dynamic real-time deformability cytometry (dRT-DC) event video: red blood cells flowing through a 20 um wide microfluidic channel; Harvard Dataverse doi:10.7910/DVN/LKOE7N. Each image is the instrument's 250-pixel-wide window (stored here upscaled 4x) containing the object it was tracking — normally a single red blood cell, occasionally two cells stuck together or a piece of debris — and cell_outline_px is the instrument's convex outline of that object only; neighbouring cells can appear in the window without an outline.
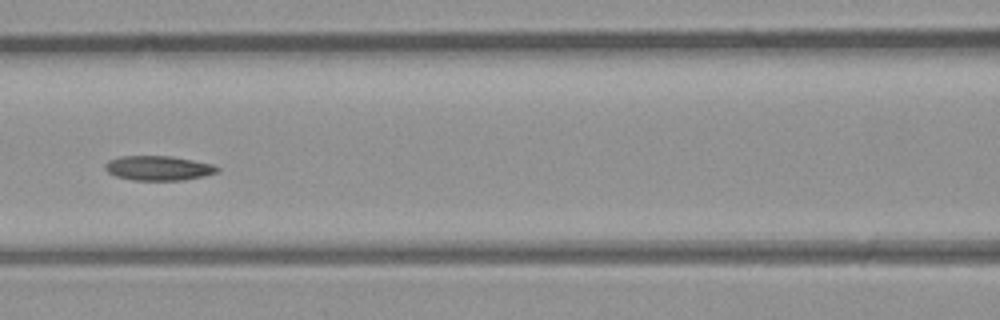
{"species": "common noctule bat (a hibernating species)", "species_latin": "Nyctalus noctula", "temperature_condition": "room temperature", "stored_images_in_passage": 15, "camera_frame_rate_fps": 3000, "um_per_image_px": 0.085, "animal": {"sex": "male", "body_mass_g": 23.1, "forearm_length_mm": 52.7}, "frame": {"image": 1, "passage_image": 11, "time_ms": 3.333, "image_size_px": [1000, 320], "cell_outline_px": [[220, 168], [216, 172], [204, 176], [184, 180], [132, 180], [116, 176], [108, 172], [104, 168], [104, 164], [108, 160], [120, 156], [172, 156], [212, 164]], "centroid_in_image_um": [13.43, 14.28], "position_along_channel_um": 153.2, "area_um2": 16.07}}